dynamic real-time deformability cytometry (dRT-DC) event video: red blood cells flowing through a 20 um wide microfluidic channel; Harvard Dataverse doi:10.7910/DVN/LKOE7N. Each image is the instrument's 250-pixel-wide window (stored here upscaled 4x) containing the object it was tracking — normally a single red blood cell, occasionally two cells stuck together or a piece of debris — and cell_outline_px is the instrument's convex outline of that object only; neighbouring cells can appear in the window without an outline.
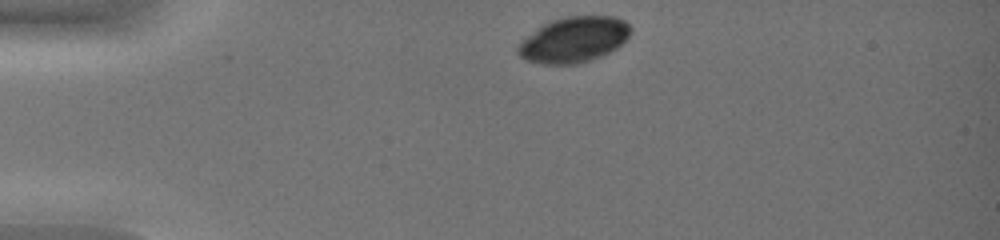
{"species": "common noctule bat (a hibernating species)", "species_latin": "Nyctalus noctula", "temperature_condition": "warm", "stored_images_in_passage": 36, "camera_frame_rate_fps": 3000, "um_per_image_px": 0.085, "animal": {"sex": "female", "body_mass_g": 19.0, "forearm_length_mm": 51.5}, "frame": {"image": 1, "passage_image": 1, "time_ms": 0.0, "image_size_px": [1000, 240], "cell_outline_px": [[632, 28], [628, 36], [616, 48], [600, 56], [580, 64], [540, 64], [528, 60], [520, 56], [516, 52], [516, 48], [520, 40], [544, 24], [552, 20], [568, 16], [616, 16], [624, 20]], "centroid_in_image_um": [48.75, 3.37], "position_along_channel_um": 36.2, "area_um2": 29.88}}
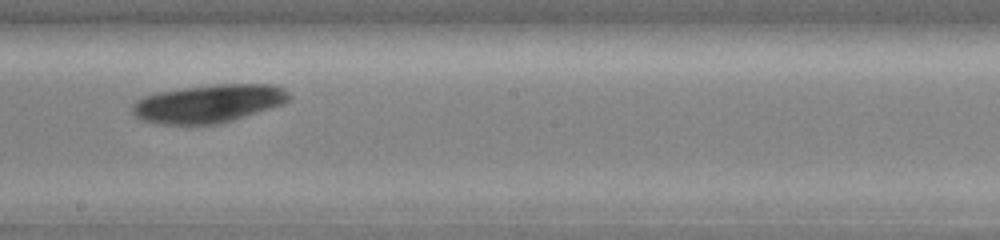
{"frame": {"image": 2, "passage_image": 19, "time_ms": 6.0, "image_size_px": [1000, 240], "cell_outline_px": [[292, 96], [288, 100], [280, 104], [220, 124], [188, 128], [156, 124], [140, 120], [132, 112], [132, 104], [136, 100], [144, 96], [156, 92], [184, 88], [216, 84], [272, 84], [284, 88]], "centroid_in_image_um": [17.63, 8.85], "position_along_channel_um": 230.6, "area_um2": 35.6}}
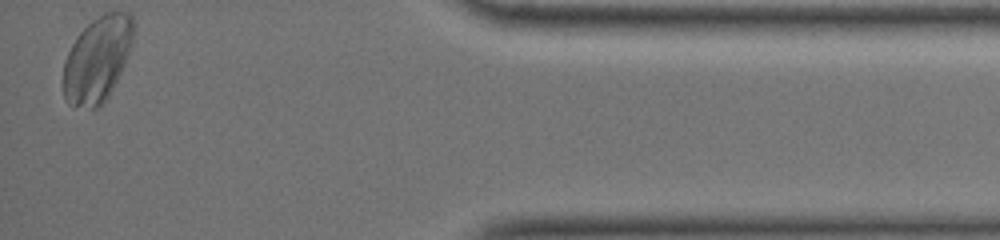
{"frame": {"image": 3, "passage_image": 36, "time_ms": 11.667, "image_size_px": [1000, 240], "cell_outline_px": [[136, 28], [132, 44], [124, 64], [108, 96], [96, 108], [92, 108], [68, 104], [64, 96], [64, 60], [76, 36], [92, 20], [104, 12], [128, 12], [132, 16]], "centroid_in_image_um": [8.29, 4.98], "position_along_channel_um": 426.9, "area_um2": 34.74}}